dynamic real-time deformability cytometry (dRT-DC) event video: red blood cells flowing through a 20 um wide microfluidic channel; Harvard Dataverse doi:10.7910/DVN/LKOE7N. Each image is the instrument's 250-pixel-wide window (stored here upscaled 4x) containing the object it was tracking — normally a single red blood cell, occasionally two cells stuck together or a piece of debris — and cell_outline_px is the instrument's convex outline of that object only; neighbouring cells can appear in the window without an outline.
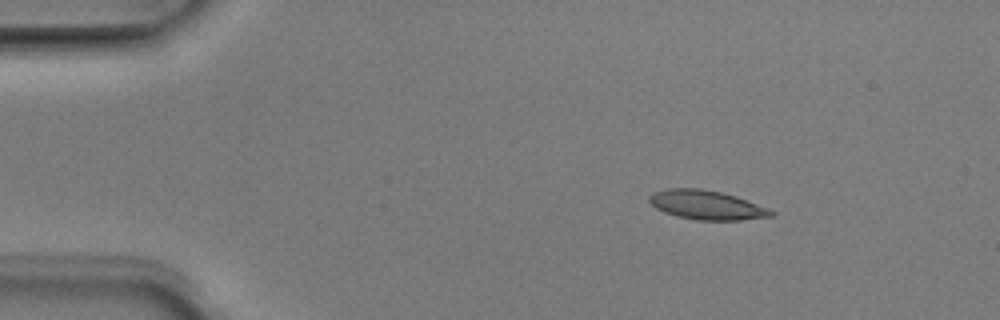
{"species": "Egyptian fruit bat (a non-hibernating species)", "species_latin": "Rousettus aegyptiacus", "temperature_condition": "room temperature", "stored_images_in_passage": 5, "camera_frame_rate_fps": 3000, "um_per_image_px": 0.085, "animal": {"sex": "male"}, "frame": {"image": 1, "passage_image": 3, "time_ms": 0.667, "image_size_px": [1000, 320], "cell_outline_px": [[776, 212], [772, 216], [740, 220], [696, 220], [676, 216], [664, 212], [656, 208], [648, 200], [648, 196], [652, 192], [668, 188], [700, 188], [720, 192], [736, 196], [768, 208]], "centroid_in_image_um": [60.03, 17.42], "position_along_channel_um": 25.0, "area_um2": 20.75}}